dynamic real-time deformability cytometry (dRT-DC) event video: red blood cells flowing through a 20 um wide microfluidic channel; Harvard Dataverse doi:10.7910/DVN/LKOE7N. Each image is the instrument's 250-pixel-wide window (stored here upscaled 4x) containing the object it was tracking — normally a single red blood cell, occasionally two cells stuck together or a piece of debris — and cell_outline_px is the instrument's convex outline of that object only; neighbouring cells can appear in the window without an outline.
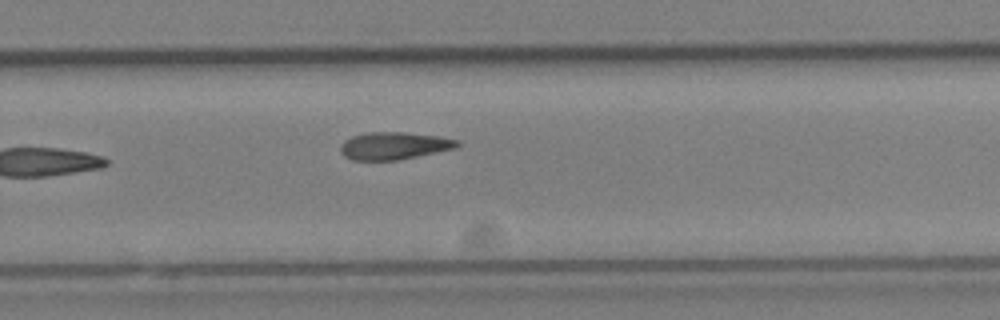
{"species": "Egyptian fruit bat (a non-hibernating species)", "species_latin": "Rousettus aegyptiacus", "temperature_condition": "cold", "stored_images_in_passage": 16, "camera_frame_rate_fps": 3000, "um_per_image_px": 0.085, "animal": {"sex": "female"}, "frame": {"image": 1, "passage_image": 16, "time_ms": 5.0, "image_size_px": [1000, 320], "cell_outline_px": [[460, 144], [456, 148], [400, 160], [352, 160], [344, 156], [340, 152], [340, 144], [344, 140], [352, 136], [368, 132], [404, 132], [440, 136], [460, 140]], "centroid_in_image_um": [33.5, 12.39], "position_along_channel_um": 296.3, "area_um2": 18.9}}